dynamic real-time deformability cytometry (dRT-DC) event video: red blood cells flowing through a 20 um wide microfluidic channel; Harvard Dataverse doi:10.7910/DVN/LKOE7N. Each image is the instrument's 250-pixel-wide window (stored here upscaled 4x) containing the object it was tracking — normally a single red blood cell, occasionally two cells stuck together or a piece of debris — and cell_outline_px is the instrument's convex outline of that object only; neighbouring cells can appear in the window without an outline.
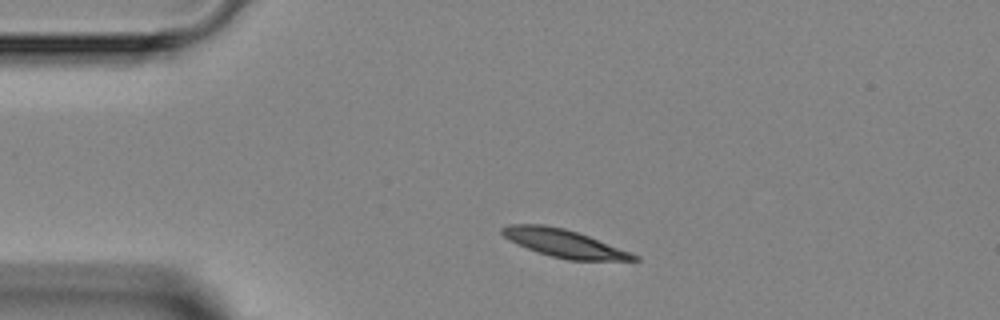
{"species": "Egyptian fruit bat (a non-hibernating species)", "species_latin": "Rousettus aegyptiacus", "temperature_condition": "room temperature", "stored_images_in_passage": 2, "camera_frame_rate_fps": 3000, "um_per_image_px": 0.085, "animal": {"sex": "female"}, "frame": {"image": 1, "passage_image": 1, "time_ms": 0.0, "image_size_px": [1000, 320], "cell_outline_px": [[640, 260], [568, 260], [552, 256], [528, 248], [504, 236], [500, 232], [500, 228], [508, 224], [544, 224], [564, 228], [588, 236], [640, 256]], "centroid_in_image_um": [47.94, 20.67], "position_along_channel_um": 37.1, "area_um2": 20.87}}